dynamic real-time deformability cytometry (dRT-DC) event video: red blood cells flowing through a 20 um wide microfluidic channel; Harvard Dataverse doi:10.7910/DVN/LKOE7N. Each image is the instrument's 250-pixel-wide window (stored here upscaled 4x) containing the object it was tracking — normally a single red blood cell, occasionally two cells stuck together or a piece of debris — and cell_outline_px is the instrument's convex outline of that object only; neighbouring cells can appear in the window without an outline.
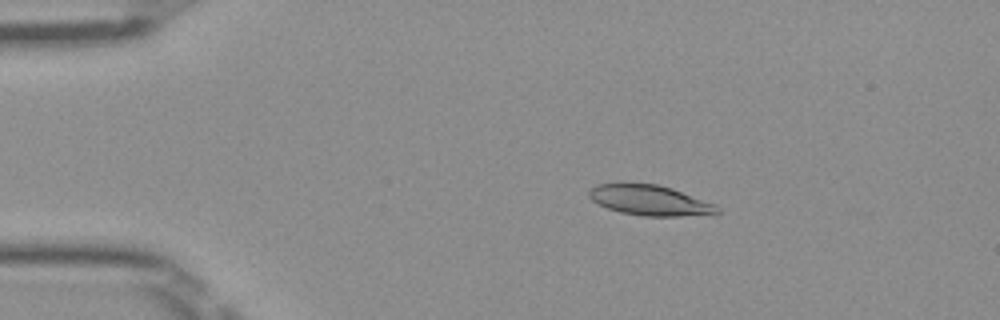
{"species": "Egyptian fruit bat (a non-hibernating species)", "species_latin": "Rousettus aegyptiacus", "temperature_condition": "room temperature", "stored_images_in_passage": 51, "camera_frame_rate_fps": 3000, "um_per_image_px": 0.085, "frame": {"image": 1, "passage_image": 10, "time_ms": 3.0, "image_size_px": [1000, 320], "cell_outline_px": [[720, 212], [712, 216], [644, 216], [620, 212], [608, 208], [592, 200], [588, 196], [588, 192], [596, 184], [620, 180], [656, 184], [672, 188], [716, 204], [720, 208]], "centroid_in_image_um": [55.25, 17.0], "position_along_channel_um": 29.7, "area_um2": 23.58}}
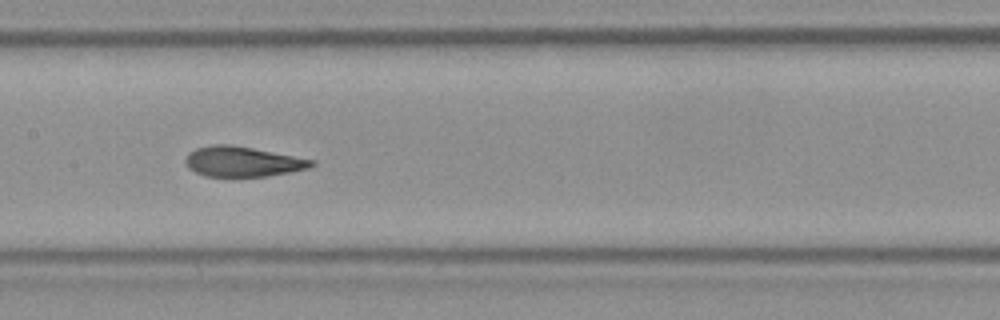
{"frame": {"image": 2, "passage_image": 26, "time_ms": 8.333, "image_size_px": [1000, 320], "cell_outline_px": [[316, 164], [308, 168], [288, 172], [264, 176], [204, 176], [188, 168], [184, 160], [188, 152], [196, 148], [212, 144], [232, 144], [316, 160]], "centroid_in_image_um": [20.59, 13.72], "position_along_channel_um": 186.8, "area_um2": 22.14}}
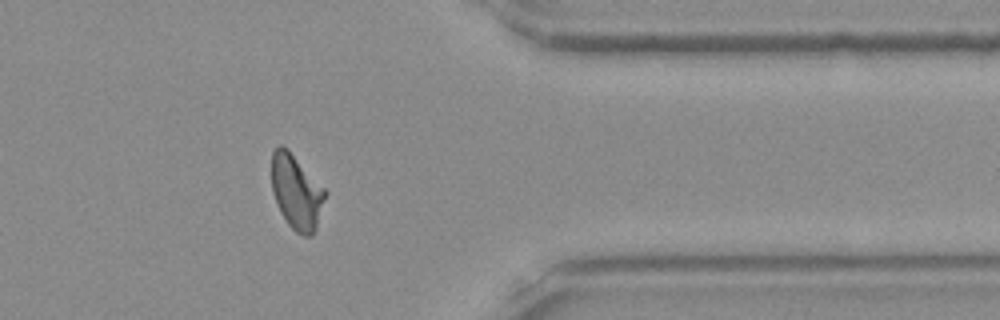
{"frame": {"image": 3, "passage_image": 42, "time_ms": 13.667, "image_size_px": [1000, 320], "cell_outline_px": [[328, 192], [316, 228], [308, 236], [304, 236], [296, 232], [288, 224], [280, 212], [272, 192], [272, 152], [280, 144], [288, 148]], "centroid_in_image_um": [25.2, 16.3], "position_along_channel_um": 386.2, "area_um2": 23.29}, "authors_computed_cell_mechanics": {"area_um2": 23.12, "velocity_mm_per_s": 4.0139, "shape_relaxation_time_tau1_ms": 5.3781, "shape_relaxation_time_tau2_ms": 1.3071, "deformation_change_tau1": 0.1835, "deformation_change_tau2": 0.0647}}